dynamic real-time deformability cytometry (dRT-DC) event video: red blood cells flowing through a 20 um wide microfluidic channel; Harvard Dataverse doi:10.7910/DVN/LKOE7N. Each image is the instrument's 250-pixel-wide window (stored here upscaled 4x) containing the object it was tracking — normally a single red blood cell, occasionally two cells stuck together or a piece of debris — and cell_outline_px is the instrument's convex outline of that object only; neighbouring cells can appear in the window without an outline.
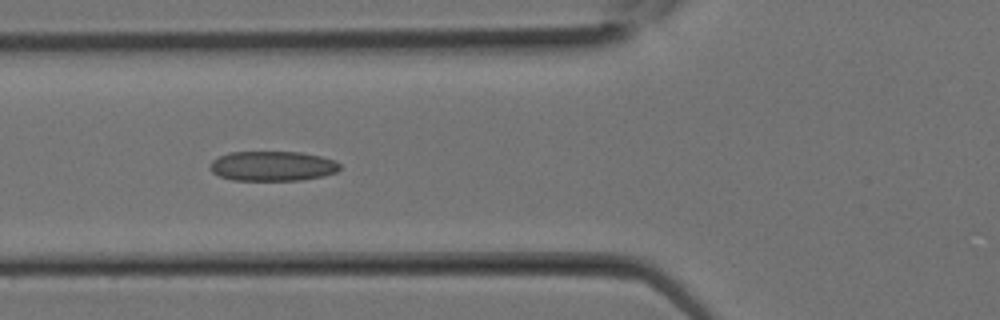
{"species": "Egyptian fruit bat (a non-hibernating species)", "species_latin": "Rousettus aegyptiacus", "temperature_condition": "room temperature", "stored_images_in_passage": 12, "camera_frame_rate_fps": 3000, "um_per_image_px": 0.085, "animal": {"sex": "female"}, "frame": {"image": 1, "passage_image": 9, "time_ms": 2.667, "image_size_px": [1000, 320], "cell_outline_px": [[340, 168], [336, 172], [324, 176], [300, 180], [232, 180], [220, 176], [212, 172], [208, 168], [212, 160], [220, 156], [232, 152], [300, 152], [320, 156], [336, 160], [340, 164]], "centroid_in_image_um": [23.17, 14.11], "position_along_channel_um": 102.6, "area_um2": 22.6}}
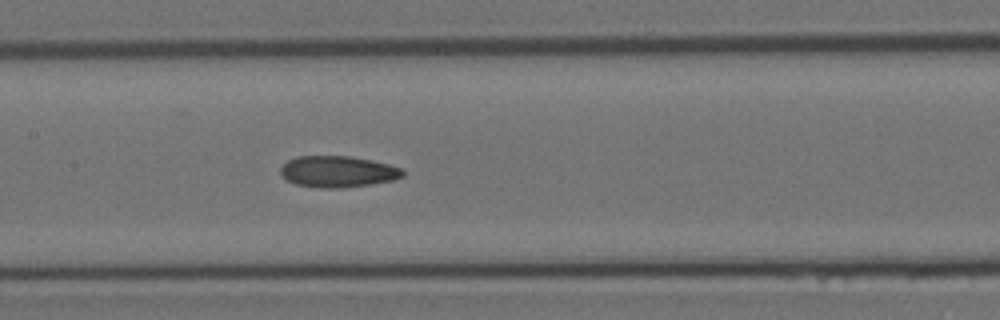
{"frame": {"image": 2, "passage_image": 12, "time_ms": 3.667, "image_size_px": [1000, 320], "cell_outline_px": [[404, 176], [392, 180], [372, 184], [340, 188], [320, 188], [296, 184], [288, 180], [280, 172], [280, 168], [288, 160], [296, 156], [348, 156], [372, 160], [404, 168]], "centroid_in_image_um": [28.74, 14.58], "position_along_channel_um": 178.7, "area_um2": 22.31}}